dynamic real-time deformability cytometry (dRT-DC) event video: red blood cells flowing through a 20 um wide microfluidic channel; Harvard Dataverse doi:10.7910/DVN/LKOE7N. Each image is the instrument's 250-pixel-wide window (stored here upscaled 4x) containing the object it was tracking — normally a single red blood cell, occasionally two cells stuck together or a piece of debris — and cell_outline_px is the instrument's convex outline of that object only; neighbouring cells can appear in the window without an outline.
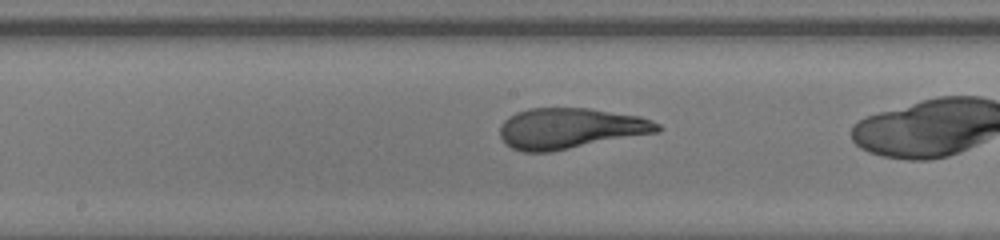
{"species": "human", "species_latin": "Homo sapiens", "temperature_condition": "warm", "stored_images_in_passage": 34, "camera_frame_rate_fps": 3000, "um_per_image_px": 0.085, "donor": {"sex": "female"}, "frame": {"image": 1, "passage_image": 22, "time_ms": 7.0, "image_size_px": [1000, 240], "cell_outline_px": [[664, 128], [660, 132], [552, 152], [524, 152], [512, 148], [504, 144], [500, 136], [500, 124], [508, 116], [516, 112], [528, 108], [588, 108], [640, 116], [652, 120], [660, 124]], "centroid_in_image_um": [48.48, 10.92], "position_along_channel_um": 199.7, "area_um2": 37.92}}
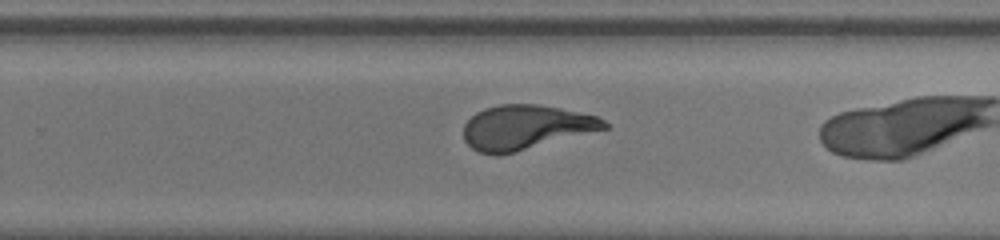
{"frame": {"image": 2, "passage_image": 28, "time_ms": 9.0, "image_size_px": [1000, 240], "cell_outline_px": [[608, 128], [516, 152], [496, 156], [480, 152], [472, 148], [464, 140], [464, 124], [476, 112], [484, 108], [500, 104], [540, 104], [560, 108], [596, 116], [604, 120], [608, 124]], "centroid_in_image_um": [44.66, 10.82], "position_along_channel_um": 285.1, "area_um2": 36.41}}